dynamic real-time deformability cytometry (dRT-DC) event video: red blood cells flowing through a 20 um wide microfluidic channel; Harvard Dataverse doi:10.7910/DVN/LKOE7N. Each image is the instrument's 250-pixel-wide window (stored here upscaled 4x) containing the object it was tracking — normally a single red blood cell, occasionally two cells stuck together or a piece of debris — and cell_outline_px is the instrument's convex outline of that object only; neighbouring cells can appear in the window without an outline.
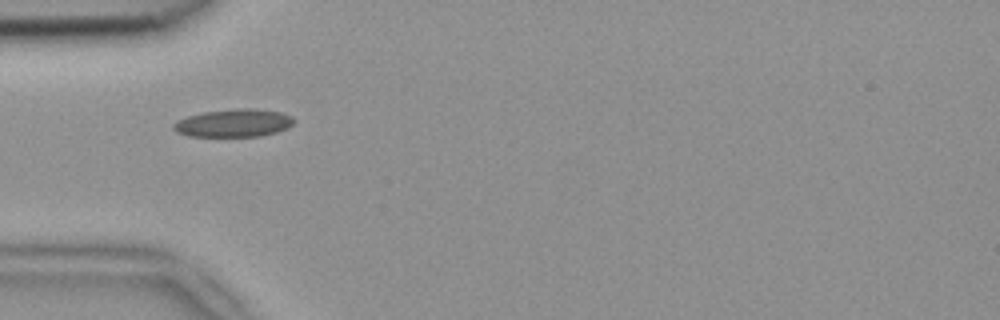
{"species": "common noctule bat (a hibernating species)", "species_latin": "Nyctalus noctula", "temperature_condition": "room temperature", "stored_images_in_passage": 4, "camera_frame_rate_fps": 3000, "um_per_image_px": 0.085, "animal": {"sex": "female", "body_mass_g": 18.4}, "frame": {"image": 1, "passage_image": 1, "time_ms": 0.0, "image_size_px": [1000, 320], "cell_outline_px": [[296, 120], [288, 128], [276, 132], [260, 136], [188, 136], [176, 132], [172, 128], [172, 124], [176, 120], [188, 116], [204, 112], [240, 108], [256, 108], [280, 112], [292, 116]], "centroid_in_image_um": [19.86, 10.45], "position_along_channel_um": 65.1, "area_um2": 19.65}}
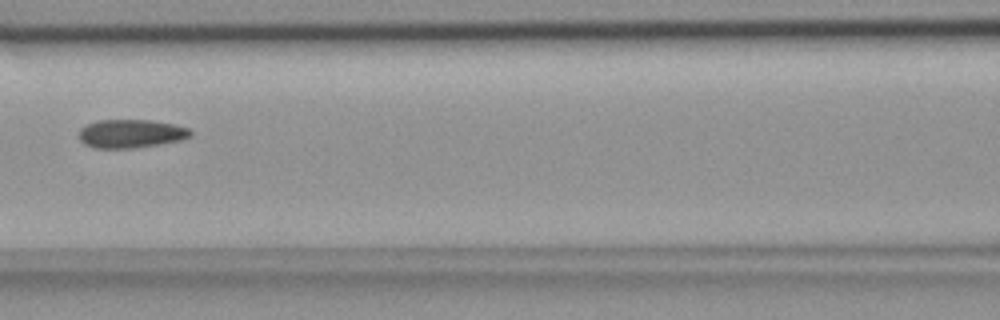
{"frame": {"image": 2, "passage_image": 3, "time_ms": 0.667, "image_size_px": [1000, 320], "cell_outline_px": [[192, 136], [180, 140], [160, 144], [132, 148], [96, 148], [84, 144], [80, 140], [80, 128], [88, 124], [100, 120], [148, 120], [172, 124], [188, 128], [192, 132]], "centroid_in_image_um": [11.13, 11.36], "position_along_channel_um": 155.5, "area_um2": 18.32}}
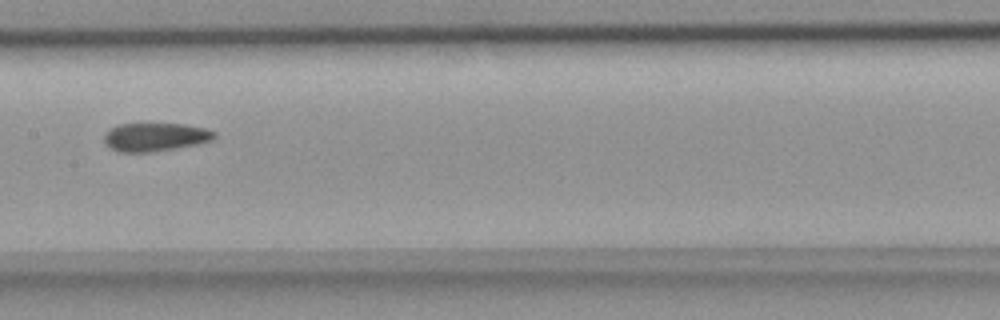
{"frame": {"image": 3, "passage_image": 4, "time_ms": 1.0, "image_size_px": [1000, 320], "cell_outline_px": [[216, 136], [212, 140], [196, 144], [148, 152], [120, 152], [112, 148], [104, 140], [104, 136], [116, 124], [184, 124], [204, 128], [216, 132]], "centroid_in_image_um": [13.21, 11.63], "position_along_channel_um": 194.2, "area_um2": 17.8}}